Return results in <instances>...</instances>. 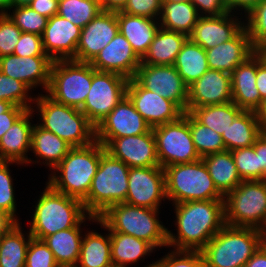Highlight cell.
Masks as SVG:
<instances>
[{
  "instance_id": "6da1fadb",
  "label": "cell",
  "mask_w": 266,
  "mask_h": 267,
  "mask_svg": "<svg viewBox=\"0 0 266 267\" xmlns=\"http://www.w3.org/2000/svg\"><path fill=\"white\" fill-rule=\"evenodd\" d=\"M177 235L167 230V246L175 250L201 251L226 225L224 199L173 204Z\"/></svg>"
},
{
  "instance_id": "7a4b0ae2",
  "label": "cell",
  "mask_w": 266,
  "mask_h": 267,
  "mask_svg": "<svg viewBox=\"0 0 266 267\" xmlns=\"http://www.w3.org/2000/svg\"><path fill=\"white\" fill-rule=\"evenodd\" d=\"M104 150L105 147L98 141L83 147H72L54 168L55 174H51L47 183L55 191L83 201L90 191Z\"/></svg>"
},
{
  "instance_id": "3957f363",
  "label": "cell",
  "mask_w": 266,
  "mask_h": 267,
  "mask_svg": "<svg viewBox=\"0 0 266 267\" xmlns=\"http://www.w3.org/2000/svg\"><path fill=\"white\" fill-rule=\"evenodd\" d=\"M159 209L118 203L107 208L95 222L109 232H120L148 242L154 249L167 247V228L159 221Z\"/></svg>"
},
{
  "instance_id": "277c9868",
  "label": "cell",
  "mask_w": 266,
  "mask_h": 267,
  "mask_svg": "<svg viewBox=\"0 0 266 267\" xmlns=\"http://www.w3.org/2000/svg\"><path fill=\"white\" fill-rule=\"evenodd\" d=\"M46 185L35 205L28 231L33 238L40 240L58 231L76 227L87 217L82 201L55 191L48 183Z\"/></svg>"
},
{
  "instance_id": "5b68a950",
  "label": "cell",
  "mask_w": 266,
  "mask_h": 267,
  "mask_svg": "<svg viewBox=\"0 0 266 267\" xmlns=\"http://www.w3.org/2000/svg\"><path fill=\"white\" fill-rule=\"evenodd\" d=\"M261 245L259 229L226 224L200 252L204 267H236L245 265Z\"/></svg>"
},
{
  "instance_id": "8992f818",
  "label": "cell",
  "mask_w": 266,
  "mask_h": 267,
  "mask_svg": "<svg viewBox=\"0 0 266 267\" xmlns=\"http://www.w3.org/2000/svg\"><path fill=\"white\" fill-rule=\"evenodd\" d=\"M37 98V99H36ZM35 98L44 130L56 134L72 147H83L96 141V127L78 108L54 101L48 95Z\"/></svg>"
},
{
  "instance_id": "52a82bcc",
  "label": "cell",
  "mask_w": 266,
  "mask_h": 267,
  "mask_svg": "<svg viewBox=\"0 0 266 267\" xmlns=\"http://www.w3.org/2000/svg\"><path fill=\"white\" fill-rule=\"evenodd\" d=\"M129 169L130 167L114 158L106 149L102 152L90 191L82 201L87 214L99 217L110 206L125 202Z\"/></svg>"
},
{
  "instance_id": "ba28073f",
  "label": "cell",
  "mask_w": 266,
  "mask_h": 267,
  "mask_svg": "<svg viewBox=\"0 0 266 267\" xmlns=\"http://www.w3.org/2000/svg\"><path fill=\"white\" fill-rule=\"evenodd\" d=\"M166 197L172 203L186 201L224 199L215 187L202 160L164 168Z\"/></svg>"
},
{
  "instance_id": "9c48e42d",
  "label": "cell",
  "mask_w": 266,
  "mask_h": 267,
  "mask_svg": "<svg viewBox=\"0 0 266 267\" xmlns=\"http://www.w3.org/2000/svg\"><path fill=\"white\" fill-rule=\"evenodd\" d=\"M224 212L225 224L260 230L266 220V180H243L224 196Z\"/></svg>"
},
{
  "instance_id": "30bf717a",
  "label": "cell",
  "mask_w": 266,
  "mask_h": 267,
  "mask_svg": "<svg viewBox=\"0 0 266 267\" xmlns=\"http://www.w3.org/2000/svg\"><path fill=\"white\" fill-rule=\"evenodd\" d=\"M92 85L90 63L74 60L53 61L46 91L54 101L81 109Z\"/></svg>"
},
{
  "instance_id": "8fae6325",
  "label": "cell",
  "mask_w": 266,
  "mask_h": 267,
  "mask_svg": "<svg viewBox=\"0 0 266 267\" xmlns=\"http://www.w3.org/2000/svg\"><path fill=\"white\" fill-rule=\"evenodd\" d=\"M160 167L191 163L201 159L195 149L188 123V112L177 121L152 128Z\"/></svg>"
},
{
  "instance_id": "7c38bea8",
  "label": "cell",
  "mask_w": 266,
  "mask_h": 267,
  "mask_svg": "<svg viewBox=\"0 0 266 267\" xmlns=\"http://www.w3.org/2000/svg\"><path fill=\"white\" fill-rule=\"evenodd\" d=\"M128 81L120 74L97 71L92 67V85L80 110L95 127L126 96Z\"/></svg>"
},
{
  "instance_id": "4fadbf2b",
  "label": "cell",
  "mask_w": 266,
  "mask_h": 267,
  "mask_svg": "<svg viewBox=\"0 0 266 267\" xmlns=\"http://www.w3.org/2000/svg\"><path fill=\"white\" fill-rule=\"evenodd\" d=\"M134 79L145 89L174 102L187 111L188 85L173 65L140 64Z\"/></svg>"
},
{
  "instance_id": "5bb4252c",
  "label": "cell",
  "mask_w": 266,
  "mask_h": 267,
  "mask_svg": "<svg viewBox=\"0 0 266 267\" xmlns=\"http://www.w3.org/2000/svg\"><path fill=\"white\" fill-rule=\"evenodd\" d=\"M164 199H167L164 168L151 166L129 169L125 203L159 209L161 200Z\"/></svg>"
},
{
  "instance_id": "9a60e30c",
  "label": "cell",
  "mask_w": 266,
  "mask_h": 267,
  "mask_svg": "<svg viewBox=\"0 0 266 267\" xmlns=\"http://www.w3.org/2000/svg\"><path fill=\"white\" fill-rule=\"evenodd\" d=\"M151 129L126 95L96 127V141L105 146L113 138L142 135Z\"/></svg>"
},
{
  "instance_id": "2e32d148",
  "label": "cell",
  "mask_w": 266,
  "mask_h": 267,
  "mask_svg": "<svg viewBox=\"0 0 266 267\" xmlns=\"http://www.w3.org/2000/svg\"><path fill=\"white\" fill-rule=\"evenodd\" d=\"M126 95L151 128L177 121L184 112L172 101L129 79Z\"/></svg>"
},
{
  "instance_id": "e0dca14e",
  "label": "cell",
  "mask_w": 266,
  "mask_h": 267,
  "mask_svg": "<svg viewBox=\"0 0 266 267\" xmlns=\"http://www.w3.org/2000/svg\"><path fill=\"white\" fill-rule=\"evenodd\" d=\"M118 32L117 12L101 11L81 29L74 61L90 63Z\"/></svg>"
},
{
  "instance_id": "ac0fdd59",
  "label": "cell",
  "mask_w": 266,
  "mask_h": 267,
  "mask_svg": "<svg viewBox=\"0 0 266 267\" xmlns=\"http://www.w3.org/2000/svg\"><path fill=\"white\" fill-rule=\"evenodd\" d=\"M104 147L130 168L160 166L152 129L142 135L113 138Z\"/></svg>"
},
{
  "instance_id": "d6986e66",
  "label": "cell",
  "mask_w": 266,
  "mask_h": 267,
  "mask_svg": "<svg viewBox=\"0 0 266 267\" xmlns=\"http://www.w3.org/2000/svg\"><path fill=\"white\" fill-rule=\"evenodd\" d=\"M232 101L231 74L220 70H207L188 86L187 111L207 105Z\"/></svg>"
},
{
  "instance_id": "ffe728a7",
  "label": "cell",
  "mask_w": 266,
  "mask_h": 267,
  "mask_svg": "<svg viewBox=\"0 0 266 267\" xmlns=\"http://www.w3.org/2000/svg\"><path fill=\"white\" fill-rule=\"evenodd\" d=\"M81 28L58 14L48 19L42 35L45 53L53 60H74Z\"/></svg>"
},
{
  "instance_id": "44dd1931",
  "label": "cell",
  "mask_w": 266,
  "mask_h": 267,
  "mask_svg": "<svg viewBox=\"0 0 266 267\" xmlns=\"http://www.w3.org/2000/svg\"><path fill=\"white\" fill-rule=\"evenodd\" d=\"M90 64L97 71L114 72L132 79L141 64V59L132 49L130 42L118 32Z\"/></svg>"
},
{
  "instance_id": "7402d4cb",
  "label": "cell",
  "mask_w": 266,
  "mask_h": 267,
  "mask_svg": "<svg viewBox=\"0 0 266 267\" xmlns=\"http://www.w3.org/2000/svg\"><path fill=\"white\" fill-rule=\"evenodd\" d=\"M52 63L49 56L20 57L12 54L0 57V71L5 76L21 81L30 89L42 85L47 91Z\"/></svg>"
},
{
  "instance_id": "603a6c76",
  "label": "cell",
  "mask_w": 266,
  "mask_h": 267,
  "mask_svg": "<svg viewBox=\"0 0 266 267\" xmlns=\"http://www.w3.org/2000/svg\"><path fill=\"white\" fill-rule=\"evenodd\" d=\"M231 15L228 12L220 16H200L189 38L205 50L229 41L245 25Z\"/></svg>"
},
{
  "instance_id": "cb8c5ba5",
  "label": "cell",
  "mask_w": 266,
  "mask_h": 267,
  "mask_svg": "<svg viewBox=\"0 0 266 267\" xmlns=\"http://www.w3.org/2000/svg\"><path fill=\"white\" fill-rule=\"evenodd\" d=\"M253 48L244 26L232 39L206 50L209 69L232 73L236 67L250 57Z\"/></svg>"
},
{
  "instance_id": "d4e9b609",
  "label": "cell",
  "mask_w": 266,
  "mask_h": 267,
  "mask_svg": "<svg viewBox=\"0 0 266 267\" xmlns=\"http://www.w3.org/2000/svg\"><path fill=\"white\" fill-rule=\"evenodd\" d=\"M256 75L257 50L231 73L232 102L242 110L256 111L262 104Z\"/></svg>"
},
{
  "instance_id": "484cf974",
  "label": "cell",
  "mask_w": 266,
  "mask_h": 267,
  "mask_svg": "<svg viewBox=\"0 0 266 267\" xmlns=\"http://www.w3.org/2000/svg\"><path fill=\"white\" fill-rule=\"evenodd\" d=\"M33 110V108L26 110L2 136L0 161L16 162L19 165L32 162L26 153L31 148L33 124L30 119H32Z\"/></svg>"
},
{
  "instance_id": "4316f807",
  "label": "cell",
  "mask_w": 266,
  "mask_h": 267,
  "mask_svg": "<svg viewBox=\"0 0 266 267\" xmlns=\"http://www.w3.org/2000/svg\"><path fill=\"white\" fill-rule=\"evenodd\" d=\"M157 20L117 11L119 32L130 42L132 49L140 59L148 51L160 28V22L158 23Z\"/></svg>"
},
{
  "instance_id": "83f0119b",
  "label": "cell",
  "mask_w": 266,
  "mask_h": 267,
  "mask_svg": "<svg viewBox=\"0 0 266 267\" xmlns=\"http://www.w3.org/2000/svg\"><path fill=\"white\" fill-rule=\"evenodd\" d=\"M86 218L93 222L97 219V217L88 214L76 227L58 231L43 240L53 252L56 263L59 266H76L83 237L80 236L82 235L80 225L85 222Z\"/></svg>"
},
{
  "instance_id": "f1b7e54d",
  "label": "cell",
  "mask_w": 266,
  "mask_h": 267,
  "mask_svg": "<svg viewBox=\"0 0 266 267\" xmlns=\"http://www.w3.org/2000/svg\"><path fill=\"white\" fill-rule=\"evenodd\" d=\"M262 134L256 111L242 110L222 134L226 150L251 147Z\"/></svg>"
},
{
  "instance_id": "f546056e",
  "label": "cell",
  "mask_w": 266,
  "mask_h": 267,
  "mask_svg": "<svg viewBox=\"0 0 266 267\" xmlns=\"http://www.w3.org/2000/svg\"><path fill=\"white\" fill-rule=\"evenodd\" d=\"M189 37L185 34L159 28L141 64L173 65L175 59Z\"/></svg>"
},
{
  "instance_id": "4dcf8cb0",
  "label": "cell",
  "mask_w": 266,
  "mask_h": 267,
  "mask_svg": "<svg viewBox=\"0 0 266 267\" xmlns=\"http://www.w3.org/2000/svg\"><path fill=\"white\" fill-rule=\"evenodd\" d=\"M217 190L225 196L243 180L237 171L231 151L225 150L202 157Z\"/></svg>"
},
{
  "instance_id": "1f68e13d",
  "label": "cell",
  "mask_w": 266,
  "mask_h": 267,
  "mask_svg": "<svg viewBox=\"0 0 266 267\" xmlns=\"http://www.w3.org/2000/svg\"><path fill=\"white\" fill-rule=\"evenodd\" d=\"M72 146L56 134L44 130L38 124H34L31 133V148L33 153L45 160L52 170L68 154Z\"/></svg>"
},
{
  "instance_id": "d6a6232c",
  "label": "cell",
  "mask_w": 266,
  "mask_h": 267,
  "mask_svg": "<svg viewBox=\"0 0 266 267\" xmlns=\"http://www.w3.org/2000/svg\"><path fill=\"white\" fill-rule=\"evenodd\" d=\"M200 15L189 2H162L160 28L190 36Z\"/></svg>"
},
{
  "instance_id": "836d02e7",
  "label": "cell",
  "mask_w": 266,
  "mask_h": 267,
  "mask_svg": "<svg viewBox=\"0 0 266 267\" xmlns=\"http://www.w3.org/2000/svg\"><path fill=\"white\" fill-rule=\"evenodd\" d=\"M173 66L189 86L209 70L206 50L188 38L178 53Z\"/></svg>"
},
{
  "instance_id": "e575fe53",
  "label": "cell",
  "mask_w": 266,
  "mask_h": 267,
  "mask_svg": "<svg viewBox=\"0 0 266 267\" xmlns=\"http://www.w3.org/2000/svg\"><path fill=\"white\" fill-rule=\"evenodd\" d=\"M110 239L111 260L115 265L126 267L154 250L148 242L120 232H110Z\"/></svg>"
},
{
  "instance_id": "d590c367",
  "label": "cell",
  "mask_w": 266,
  "mask_h": 267,
  "mask_svg": "<svg viewBox=\"0 0 266 267\" xmlns=\"http://www.w3.org/2000/svg\"><path fill=\"white\" fill-rule=\"evenodd\" d=\"M112 264L110 233L105 237L89 231L82 238L80 255L75 267H106Z\"/></svg>"
},
{
  "instance_id": "8d00e7d4",
  "label": "cell",
  "mask_w": 266,
  "mask_h": 267,
  "mask_svg": "<svg viewBox=\"0 0 266 267\" xmlns=\"http://www.w3.org/2000/svg\"><path fill=\"white\" fill-rule=\"evenodd\" d=\"M31 238L29 233L26 239L20 223L15 222L1 241L0 267H25L26 252Z\"/></svg>"
},
{
  "instance_id": "74e56055",
  "label": "cell",
  "mask_w": 266,
  "mask_h": 267,
  "mask_svg": "<svg viewBox=\"0 0 266 267\" xmlns=\"http://www.w3.org/2000/svg\"><path fill=\"white\" fill-rule=\"evenodd\" d=\"M242 111L235 103L207 105L194 108L189 113L202 125L213 129L221 136L226 132L234 118Z\"/></svg>"
},
{
  "instance_id": "f35d334b",
  "label": "cell",
  "mask_w": 266,
  "mask_h": 267,
  "mask_svg": "<svg viewBox=\"0 0 266 267\" xmlns=\"http://www.w3.org/2000/svg\"><path fill=\"white\" fill-rule=\"evenodd\" d=\"M101 11L98 0H59L57 14L82 29Z\"/></svg>"
},
{
  "instance_id": "ab89813d",
  "label": "cell",
  "mask_w": 266,
  "mask_h": 267,
  "mask_svg": "<svg viewBox=\"0 0 266 267\" xmlns=\"http://www.w3.org/2000/svg\"><path fill=\"white\" fill-rule=\"evenodd\" d=\"M188 123L195 149L201 158L226 150L222 136L213 129L199 123L189 112Z\"/></svg>"
},
{
  "instance_id": "60d3db41",
  "label": "cell",
  "mask_w": 266,
  "mask_h": 267,
  "mask_svg": "<svg viewBox=\"0 0 266 267\" xmlns=\"http://www.w3.org/2000/svg\"><path fill=\"white\" fill-rule=\"evenodd\" d=\"M247 16L244 25L248 31L252 46L255 50H266V0H261Z\"/></svg>"
},
{
  "instance_id": "b9f144b4",
  "label": "cell",
  "mask_w": 266,
  "mask_h": 267,
  "mask_svg": "<svg viewBox=\"0 0 266 267\" xmlns=\"http://www.w3.org/2000/svg\"><path fill=\"white\" fill-rule=\"evenodd\" d=\"M12 8H14L13 14L11 13L10 15V13H7V15L21 32L35 33L40 36L43 35L49 18L40 15L28 5L10 7V10Z\"/></svg>"
},
{
  "instance_id": "7bdbcfd3",
  "label": "cell",
  "mask_w": 266,
  "mask_h": 267,
  "mask_svg": "<svg viewBox=\"0 0 266 267\" xmlns=\"http://www.w3.org/2000/svg\"><path fill=\"white\" fill-rule=\"evenodd\" d=\"M30 90L31 89L26 84L9 76H5L0 71V100L11 102L27 110L32 109L31 105H29L31 103L29 102L35 101V99H32V97L28 95V91Z\"/></svg>"
},
{
  "instance_id": "ee69618b",
  "label": "cell",
  "mask_w": 266,
  "mask_h": 267,
  "mask_svg": "<svg viewBox=\"0 0 266 267\" xmlns=\"http://www.w3.org/2000/svg\"><path fill=\"white\" fill-rule=\"evenodd\" d=\"M16 162L0 161V214L8 217L14 222L16 201L14 197L13 181L9 172V165Z\"/></svg>"
},
{
  "instance_id": "f6af8a7d",
  "label": "cell",
  "mask_w": 266,
  "mask_h": 267,
  "mask_svg": "<svg viewBox=\"0 0 266 267\" xmlns=\"http://www.w3.org/2000/svg\"><path fill=\"white\" fill-rule=\"evenodd\" d=\"M242 180H259V154L253 146L231 151Z\"/></svg>"
},
{
  "instance_id": "bcb514c9",
  "label": "cell",
  "mask_w": 266,
  "mask_h": 267,
  "mask_svg": "<svg viewBox=\"0 0 266 267\" xmlns=\"http://www.w3.org/2000/svg\"><path fill=\"white\" fill-rule=\"evenodd\" d=\"M53 252L40 239L31 238L27 252L25 267H58Z\"/></svg>"
},
{
  "instance_id": "7dc6e473",
  "label": "cell",
  "mask_w": 266,
  "mask_h": 267,
  "mask_svg": "<svg viewBox=\"0 0 266 267\" xmlns=\"http://www.w3.org/2000/svg\"><path fill=\"white\" fill-rule=\"evenodd\" d=\"M154 264L155 267H204V260L200 251L174 250Z\"/></svg>"
},
{
  "instance_id": "c3c4849f",
  "label": "cell",
  "mask_w": 266,
  "mask_h": 267,
  "mask_svg": "<svg viewBox=\"0 0 266 267\" xmlns=\"http://www.w3.org/2000/svg\"><path fill=\"white\" fill-rule=\"evenodd\" d=\"M22 32L10 17L0 15V57L12 55Z\"/></svg>"
},
{
  "instance_id": "681fc988",
  "label": "cell",
  "mask_w": 266,
  "mask_h": 267,
  "mask_svg": "<svg viewBox=\"0 0 266 267\" xmlns=\"http://www.w3.org/2000/svg\"><path fill=\"white\" fill-rule=\"evenodd\" d=\"M13 54L20 57L48 56L43 48L42 36L28 32H22Z\"/></svg>"
},
{
  "instance_id": "f907efd6",
  "label": "cell",
  "mask_w": 266,
  "mask_h": 267,
  "mask_svg": "<svg viewBox=\"0 0 266 267\" xmlns=\"http://www.w3.org/2000/svg\"><path fill=\"white\" fill-rule=\"evenodd\" d=\"M121 11L129 15L159 19L162 11V2L161 0H128Z\"/></svg>"
},
{
  "instance_id": "816d5d0a",
  "label": "cell",
  "mask_w": 266,
  "mask_h": 267,
  "mask_svg": "<svg viewBox=\"0 0 266 267\" xmlns=\"http://www.w3.org/2000/svg\"><path fill=\"white\" fill-rule=\"evenodd\" d=\"M23 107L0 100V140L14 122L26 111Z\"/></svg>"
},
{
  "instance_id": "f5cc1de1",
  "label": "cell",
  "mask_w": 266,
  "mask_h": 267,
  "mask_svg": "<svg viewBox=\"0 0 266 267\" xmlns=\"http://www.w3.org/2000/svg\"><path fill=\"white\" fill-rule=\"evenodd\" d=\"M191 3L200 16H220L229 12L224 0H191Z\"/></svg>"
},
{
  "instance_id": "db71d44e",
  "label": "cell",
  "mask_w": 266,
  "mask_h": 267,
  "mask_svg": "<svg viewBox=\"0 0 266 267\" xmlns=\"http://www.w3.org/2000/svg\"><path fill=\"white\" fill-rule=\"evenodd\" d=\"M256 86L261 99L266 98V51L257 50Z\"/></svg>"
},
{
  "instance_id": "11a10c76",
  "label": "cell",
  "mask_w": 266,
  "mask_h": 267,
  "mask_svg": "<svg viewBox=\"0 0 266 267\" xmlns=\"http://www.w3.org/2000/svg\"><path fill=\"white\" fill-rule=\"evenodd\" d=\"M59 0H33L28 6L47 18L58 13Z\"/></svg>"
},
{
  "instance_id": "9f6ffc18",
  "label": "cell",
  "mask_w": 266,
  "mask_h": 267,
  "mask_svg": "<svg viewBox=\"0 0 266 267\" xmlns=\"http://www.w3.org/2000/svg\"><path fill=\"white\" fill-rule=\"evenodd\" d=\"M259 154V180H266V133H262L253 144Z\"/></svg>"
},
{
  "instance_id": "6f0895ef",
  "label": "cell",
  "mask_w": 266,
  "mask_h": 267,
  "mask_svg": "<svg viewBox=\"0 0 266 267\" xmlns=\"http://www.w3.org/2000/svg\"><path fill=\"white\" fill-rule=\"evenodd\" d=\"M261 0H224L225 5L229 12L232 10L243 9L245 13H249Z\"/></svg>"
},
{
  "instance_id": "680465c9",
  "label": "cell",
  "mask_w": 266,
  "mask_h": 267,
  "mask_svg": "<svg viewBox=\"0 0 266 267\" xmlns=\"http://www.w3.org/2000/svg\"><path fill=\"white\" fill-rule=\"evenodd\" d=\"M246 267H266V248L261 245L254 255L246 262Z\"/></svg>"
},
{
  "instance_id": "91938a15",
  "label": "cell",
  "mask_w": 266,
  "mask_h": 267,
  "mask_svg": "<svg viewBox=\"0 0 266 267\" xmlns=\"http://www.w3.org/2000/svg\"><path fill=\"white\" fill-rule=\"evenodd\" d=\"M128 0H98L102 11H121Z\"/></svg>"
},
{
  "instance_id": "94428289",
  "label": "cell",
  "mask_w": 266,
  "mask_h": 267,
  "mask_svg": "<svg viewBox=\"0 0 266 267\" xmlns=\"http://www.w3.org/2000/svg\"><path fill=\"white\" fill-rule=\"evenodd\" d=\"M256 114L262 133H266V98L263 99L261 106L256 110Z\"/></svg>"
},
{
  "instance_id": "6125c7cd",
  "label": "cell",
  "mask_w": 266,
  "mask_h": 267,
  "mask_svg": "<svg viewBox=\"0 0 266 267\" xmlns=\"http://www.w3.org/2000/svg\"><path fill=\"white\" fill-rule=\"evenodd\" d=\"M14 223L15 222L8 217L0 214V246L4 234Z\"/></svg>"
},
{
  "instance_id": "be15d7a7",
  "label": "cell",
  "mask_w": 266,
  "mask_h": 267,
  "mask_svg": "<svg viewBox=\"0 0 266 267\" xmlns=\"http://www.w3.org/2000/svg\"><path fill=\"white\" fill-rule=\"evenodd\" d=\"M11 2L10 0H0V15H5L10 12Z\"/></svg>"
},
{
  "instance_id": "e7e4bbea",
  "label": "cell",
  "mask_w": 266,
  "mask_h": 267,
  "mask_svg": "<svg viewBox=\"0 0 266 267\" xmlns=\"http://www.w3.org/2000/svg\"><path fill=\"white\" fill-rule=\"evenodd\" d=\"M33 0H10L11 7H17V6H27L29 5Z\"/></svg>"
},
{
  "instance_id": "03108f58",
  "label": "cell",
  "mask_w": 266,
  "mask_h": 267,
  "mask_svg": "<svg viewBox=\"0 0 266 267\" xmlns=\"http://www.w3.org/2000/svg\"><path fill=\"white\" fill-rule=\"evenodd\" d=\"M191 0H161V2H189Z\"/></svg>"
},
{
  "instance_id": "003e7915",
  "label": "cell",
  "mask_w": 266,
  "mask_h": 267,
  "mask_svg": "<svg viewBox=\"0 0 266 267\" xmlns=\"http://www.w3.org/2000/svg\"><path fill=\"white\" fill-rule=\"evenodd\" d=\"M261 234H266V220L265 223L263 224V226L260 229Z\"/></svg>"
},
{
  "instance_id": "a7ac6f4b",
  "label": "cell",
  "mask_w": 266,
  "mask_h": 267,
  "mask_svg": "<svg viewBox=\"0 0 266 267\" xmlns=\"http://www.w3.org/2000/svg\"><path fill=\"white\" fill-rule=\"evenodd\" d=\"M262 245L266 248V234H262Z\"/></svg>"
},
{
  "instance_id": "89a4df30",
  "label": "cell",
  "mask_w": 266,
  "mask_h": 267,
  "mask_svg": "<svg viewBox=\"0 0 266 267\" xmlns=\"http://www.w3.org/2000/svg\"><path fill=\"white\" fill-rule=\"evenodd\" d=\"M106 267H123V266H119V265H115V264H110L109 266H106Z\"/></svg>"
},
{
  "instance_id": "2644e50d",
  "label": "cell",
  "mask_w": 266,
  "mask_h": 267,
  "mask_svg": "<svg viewBox=\"0 0 266 267\" xmlns=\"http://www.w3.org/2000/svg\"><path fill=\"white\" fill-rule=\"evenodd\" d=\"M147 267H155V264L152 262V264H149Z\"/></svg>"
},
{
  "instance_id": "8c879c8a",
  "label": "cell",
  "mask_w": 266,
  "mask_h": 267,
  "mask_svg": "<svg viewBox=\"0 0 266 267\" xmlns=\"http://www.w3.org/2000/svg\"><path fill=\"white\" fill-rule=\"evenodd\" d=\"M236 267H246L245 265H239V266H236Z\"/></svg>"
}]
</instances>
